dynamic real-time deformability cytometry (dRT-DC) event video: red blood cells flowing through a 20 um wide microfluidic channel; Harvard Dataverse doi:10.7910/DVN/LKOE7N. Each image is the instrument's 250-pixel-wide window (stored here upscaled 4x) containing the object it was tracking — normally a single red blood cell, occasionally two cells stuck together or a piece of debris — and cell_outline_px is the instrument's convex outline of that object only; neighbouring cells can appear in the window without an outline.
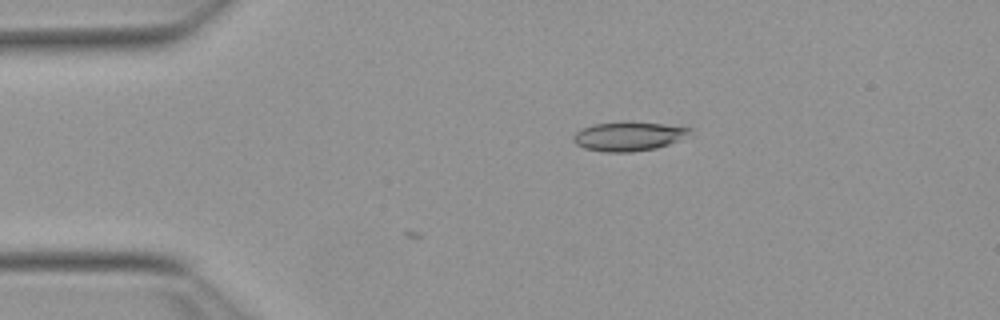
{"species": "Egyptian fruit bat (a non-hibernating species)", "species_latin": "Rousettus aegyptiacus", "temperature_condition": "warm", "stored_images_in_passage": 6, "camera_frame_rate_fps": 3000, "um_per_image_px": 0.085, "animal": {"sex": "female"}, "frame": {"image": 1, "passage_image": 6, "time_ms": 1.667, "image_size_px": [1000, 320], "cell_outline_px": [[692, 128], [688, 132], [676, 140], [668, 144], [656, 148], [632, 152], [604, 152], [584, 148], [576, 144], [572, 140], [572, 136], [576, 132], [584, 128], [596, 124], [664, 124]], "centroid_in_image_um": [53.34, 11.63], "position_along_channel_um": 31.7, "area_um2": 18.67}}